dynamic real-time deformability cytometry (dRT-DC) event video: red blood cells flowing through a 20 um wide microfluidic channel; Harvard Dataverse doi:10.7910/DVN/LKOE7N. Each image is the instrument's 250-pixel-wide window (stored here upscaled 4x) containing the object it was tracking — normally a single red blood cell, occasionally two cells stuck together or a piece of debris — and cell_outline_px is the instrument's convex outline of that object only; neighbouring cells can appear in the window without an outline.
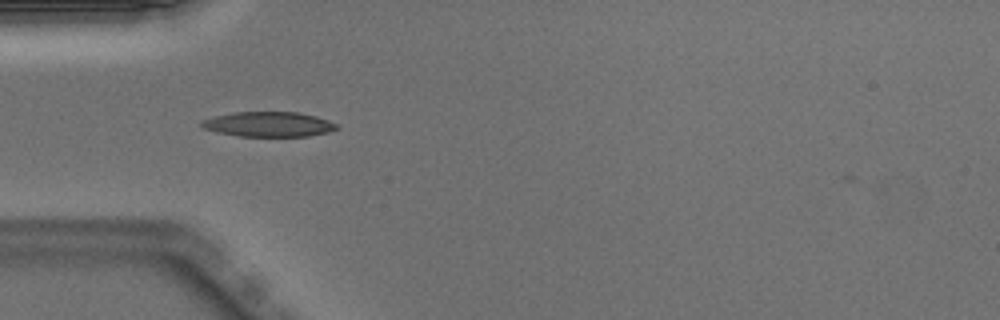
{"species": "Egyptian fruit bat (a non-hibernating species)", "species_latin": "Rousettus aegyptiacus", "temperature_condition": "warm", "stored_images_in_passage": 36, "camera_frame_rate_fps": 3000, "um_per_image_px": 0.085, "animal": {"sex": "male"}, "frame": {"image": 1, "passage_image": 1, "time_ms": 0.0, "image_size_px": [1000, 320], "cell_outline_px": [[340, 128], [328, 132], [308, 136], [240, 136], [220, 132], [204, 128], [200, 124], [200, 120], [232, 112], [300, 112], [316, 116], [328, 120], [336, 124]], "centroid_in_image_um": [22.86, 10.55], "position_along_channel_um": 62.1, "area_um2": 19.54}}
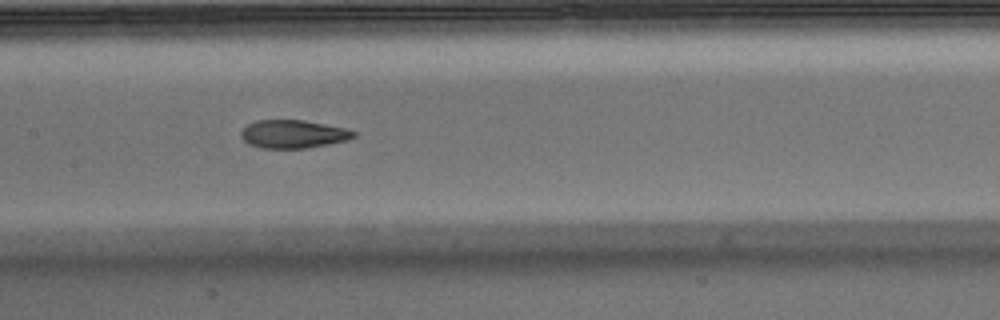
{"frame": {"image": 2, "passage_image": 10, "time_ms": 3.0, "image_size_px": [1000, 320], "cell_outline_px": [[356, 136], [348, 140], [328, 144], [304, 148], [260, 148], [248, 144], [240, 136], [240, 132], [248, 124], [256, 120], [304, 120], [344, 128], [356, 132]], "centroid_in_image_um": [24.9, 11.4], "position_along_channel_um": 182.5, "area_um2": 18.44}}
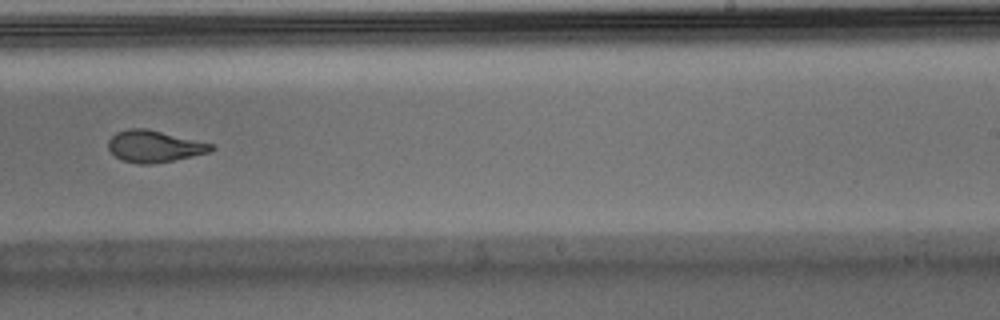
{"frame": {"image": 3, "passage_image": 17, "time_ms": 5.333, "image_size_px": [1000, 320], "cell_outline_px": [[216, 148], [212, 152], [152, 164], [140, 164], [124, 160], [116, 156], [108, 148], [108, 140], [116, 132], [128, 128], [148, 128], [216, 144]], "centroid_in_image_um": [13.18, 12.41], "position_along_channel_um": 275.8, "area_um2": 19.25}, "authors_computed_cell_mechanics": {"area_um2": 19.5942, "velocity_mm_per_s": 4.0156, "shape_relaxation_time_tau1_ms": 5.2435, "shape_relaxation_time_tau2_ms": 1.7231, "deformation_change_tau1": 0.2139, "deformation_change_tau2": 0.088}}